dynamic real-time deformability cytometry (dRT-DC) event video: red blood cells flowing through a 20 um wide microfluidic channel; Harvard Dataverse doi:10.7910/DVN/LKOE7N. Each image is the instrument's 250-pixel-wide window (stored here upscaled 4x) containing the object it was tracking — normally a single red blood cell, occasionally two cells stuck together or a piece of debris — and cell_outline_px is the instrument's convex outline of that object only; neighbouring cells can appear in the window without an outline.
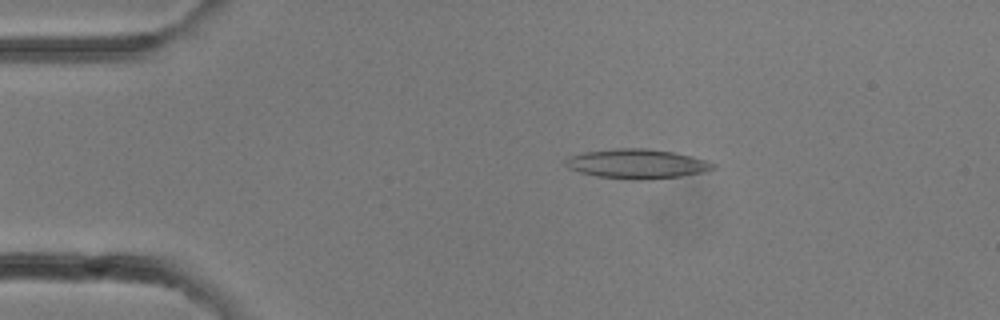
{"species": "common noctule bat (a hibernating species)", "species_latin": "Nyctalus noctula", "temperature_condition": "room temperature", "stored_images_in_passage": 6, "camera_frame_rate_fps": 3000, "um_per_image_px": 0.085, "animal": {"sex": "female"}, "frame": {"image": 1, "passage_image": 1, "time_ms": 0.0, "image_size_px": [1000, 320], "cell_outline_px": [[716, 168], [708, 172], [680, 176], [644, 180], [632, 180], [596, 176], [580, 172], [568, 168], [564, 164], [564, 160], [568, 156], [584, 152], [616, 148], [644, 148], [672, 152], [692, 156], [708, 160], [716, 164]], "centroid_in_image_um": [54.17, 13.93], "position_along_channel_um": 30.8, "area_um2": 25.66}}
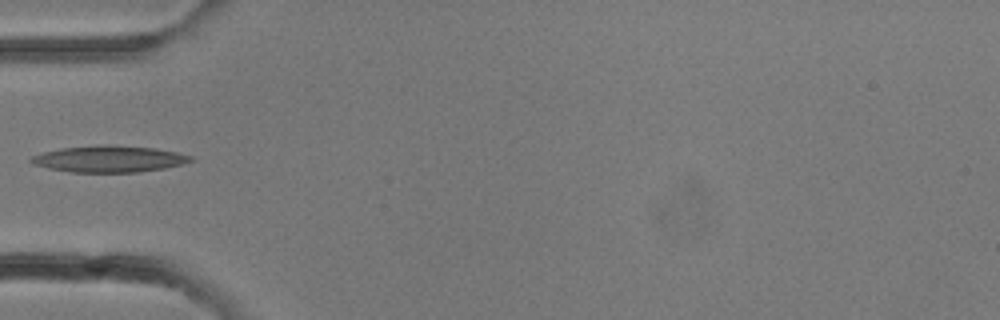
{"frame": {"image": 2, "passage_image": 5, "time_ms": 1.333, "image_size_px": [1000, 320], "cell_outline_px": [[192, 160], [184, 164], [164, 168], [136, 172], [72, 172], [48, 168], [32, 164], [28, 160], [32, 156], [44, 152], [60, 148], [104, 144], [108, 144], [156, 148], [176, 152], [192, 156]], "centroid_in_image_um": [9.26, 13.5], "position_along_channel_um": 75.7, "area_um2": 24.68}}